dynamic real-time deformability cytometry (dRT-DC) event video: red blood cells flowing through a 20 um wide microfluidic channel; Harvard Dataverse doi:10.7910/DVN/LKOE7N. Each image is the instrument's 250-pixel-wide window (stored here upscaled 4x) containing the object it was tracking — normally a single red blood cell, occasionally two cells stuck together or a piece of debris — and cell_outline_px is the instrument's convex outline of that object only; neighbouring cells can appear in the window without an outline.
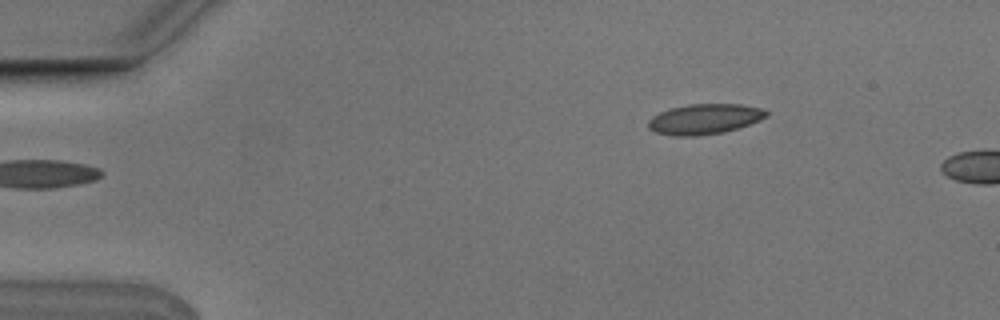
{"species": "Egyptian fruit bat (a non-hibernating species)", "species_latin": "Rousettus aegyptiacus", "temperature_condition": "cold", "stored_images_in_passage": 4, "camera_frame_rate_fps": 3000, "um_per_image_px": 0.085, "animal": {"sex": "male"}, "frame": {"image": 1, "passage_image": 4, "time_ms": 1.0, "image_size_px": [1000, 320], "cell_outline_px": [[768, 116], [748, 124], [724, 132], [696, 136], [672, 136], [656, 132], [648, 128], [648, 120], [652, 116], [660, 112], [672, 108], [688, 104], [740, 104], [764, 108], [768, 112]], "centroid_in_image_um": [59.87, 10.12], "position_along_channel_um": 25.1, "area_um2": 20.81}}